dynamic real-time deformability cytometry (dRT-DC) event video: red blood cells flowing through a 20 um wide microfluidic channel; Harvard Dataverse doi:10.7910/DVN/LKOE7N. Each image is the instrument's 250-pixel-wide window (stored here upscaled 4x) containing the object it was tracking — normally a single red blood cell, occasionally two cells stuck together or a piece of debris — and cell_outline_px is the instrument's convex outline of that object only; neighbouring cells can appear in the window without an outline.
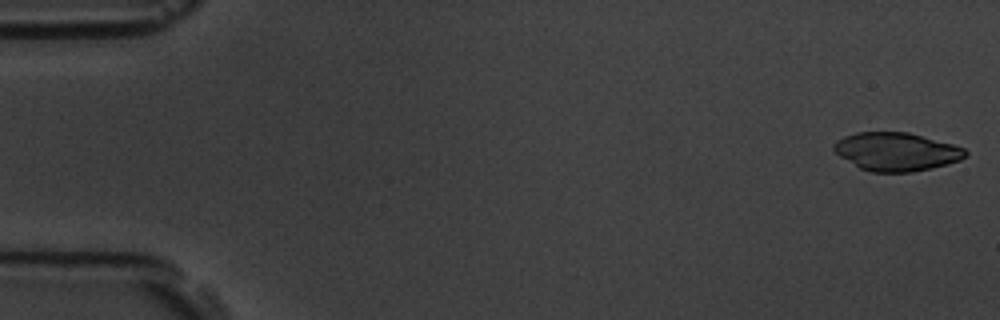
{"species": "common noctule bat (a hibernating species)", "species_latin": "Nyctalus noctula", "temperature_condition": "room temperature", "stored_images_in_passage": 11, "camera_frame_rate_fps": 3000, "um_per_image_px": 0.085, "animal": {"sex": "male", "body_mass_g": 19.5, "forearm_length_mm": 54.6}, "frame": {"image": 1, "passage_image": 1, "time_ms": 0.0, "image_size_px": [1000, 320], "cell_outline_px": [[968, 156], [960, 160], [948, 164], [932, 168], [912, 172], [872, 172], [860, 168], [840, 156], [832, 148], [832, 144], [836, 140], [844, 136], [856, 132], [908, 132], [952, 144], [964, 148], [968, 152]], "centroid_in_image_um": [76.19, 12.89], "position_along_channel_um": 8.8, "area_um2": 29.42}}